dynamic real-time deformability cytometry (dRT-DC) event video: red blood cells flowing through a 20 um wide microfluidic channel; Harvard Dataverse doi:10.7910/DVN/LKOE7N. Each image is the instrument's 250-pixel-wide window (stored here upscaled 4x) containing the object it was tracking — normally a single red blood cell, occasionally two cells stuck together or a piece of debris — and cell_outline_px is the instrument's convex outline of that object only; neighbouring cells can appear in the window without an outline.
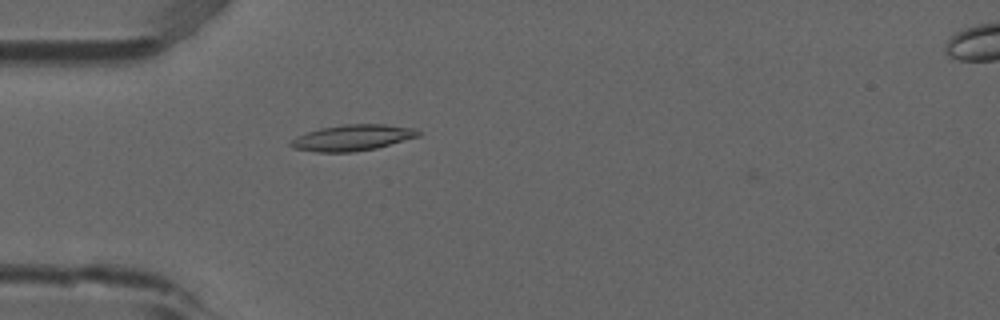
{"species": "common noctule bat (a hibernating species)", "species_latin": "Nyctalus noctula", "temperature_condition": "room temperature", "stored_images_in_passage": 1, "camera_frame_rate_fps": 3000, "um_per_image_px": 0.085, "animal": {"sex": "male", "forearm_length_mm": 52.5}, "frame": {"image": 1, "passage_image": 1, "time_ms": 0.0, "image_size_px": [1000, 320], "cell_outline_px": [[420, 136], [376, 148], [352, 152], [316, 152], [292, 148], [288, 144], [296, 136], [320, 128], [344, 124], [384, 124], [416, 128], [420, 132]], "centroid_in_image_um": [29.96, 11.7], "position_along_channel_um": 55.0, "area_um2": 19.36}}